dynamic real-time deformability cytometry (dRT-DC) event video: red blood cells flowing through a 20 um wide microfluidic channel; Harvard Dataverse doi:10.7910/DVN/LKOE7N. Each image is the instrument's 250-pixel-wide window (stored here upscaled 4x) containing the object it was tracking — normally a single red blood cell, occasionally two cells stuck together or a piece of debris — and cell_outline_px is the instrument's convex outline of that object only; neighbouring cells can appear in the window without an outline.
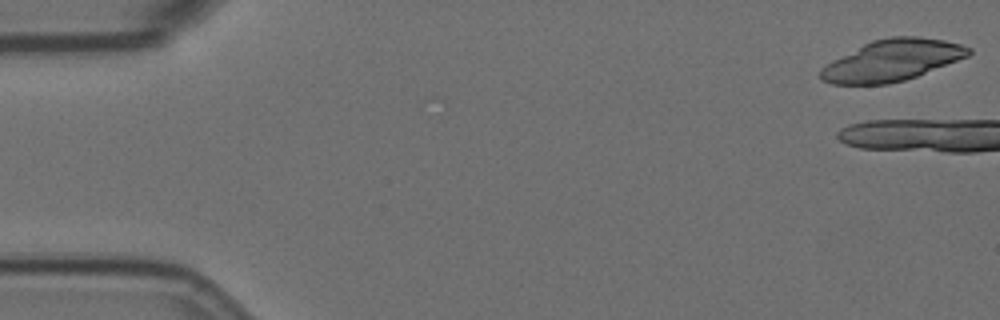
{"species": "Egyptian fruit bat (a non-hibernating species)", "species_latin": "Rousettus aegyptiacus", "temperature_condition": "room temperature", "stored_images_in_passage": 8, "camera_frame_rate_fps": 3000, "um_per_image_px": 0.085, "animal": {"sex": "female"}, "frame": {"image": 1, "passage_image": 1, "time_ms": 0.0, "image_size_px": [1000, 320], "cell_outline_px": [[972, 52], [968, 56], [916, 76], [904, 80], [888, 84], [832, 84], [820, 80], [820, 68], [832, 60], [872, 40], [892, 36], [920, 36], [944, 40], [960, 44], [972, 48]], "centroid_in_image_um": [75.81, 5.12], "position_along_channel_um": 9.2, "area_um2": 35.49}}